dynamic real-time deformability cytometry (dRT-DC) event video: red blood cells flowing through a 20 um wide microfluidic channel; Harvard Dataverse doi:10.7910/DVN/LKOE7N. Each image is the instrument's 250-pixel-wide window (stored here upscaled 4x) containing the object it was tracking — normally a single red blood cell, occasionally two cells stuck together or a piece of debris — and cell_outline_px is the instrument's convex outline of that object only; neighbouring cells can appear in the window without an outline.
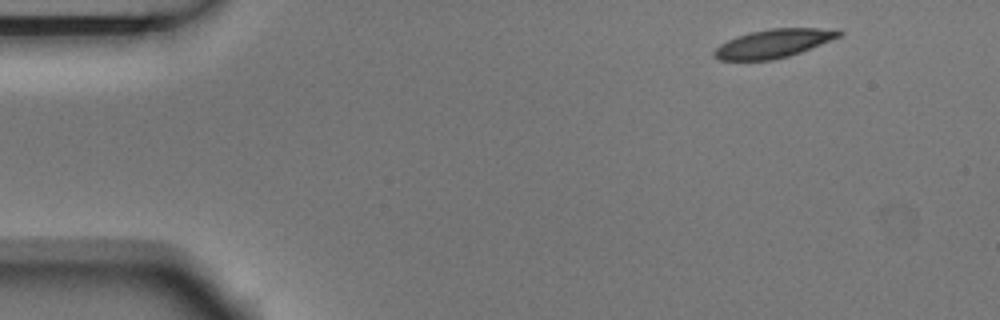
{"species": "Egyptian fruit bat (a non-hibernating species)", "species_latin": "Rousettus aegyptiacus", "temperature_condition": "room temperature", "stored_images_in_passage": 3, "camera_frame_rate_fps": 3000, "um_per_image_px": 0.085, "animal": {"sex": "male"}, "frame": {"image": 1, "passage_image": 1, "time_ms": 0.0, "image_size_px": [1000, 320], "cell_outline_px": [[844, 32], [840, 36], [800, 52], [788, 56], [772, 60], [720, 60], [712, 56], [712, 52], [720, 44], [736, 36], [752, 32], [772, 28], [816, 28]], "centroid_in_image_um": [65.67, 3.7], "position_along_channel_um": 19.3, "area_um2": 20.35}}